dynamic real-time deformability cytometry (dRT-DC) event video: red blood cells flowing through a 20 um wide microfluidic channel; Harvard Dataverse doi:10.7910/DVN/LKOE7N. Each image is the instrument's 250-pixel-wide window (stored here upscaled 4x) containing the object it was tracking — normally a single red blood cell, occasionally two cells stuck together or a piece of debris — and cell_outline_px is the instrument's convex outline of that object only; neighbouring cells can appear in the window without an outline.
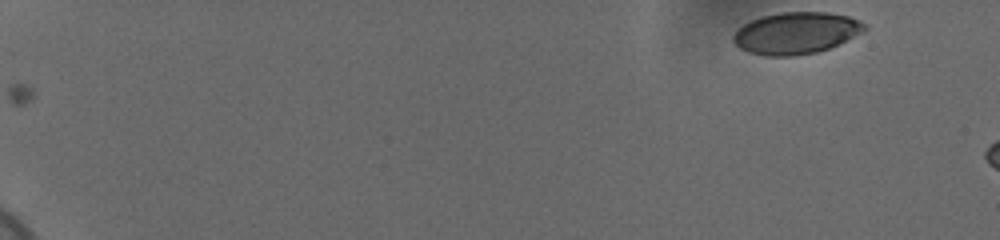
{"species": "human", "species_latin": "Homo sapiens", "temperature_condition": "cold", "stored_images_in_passage": 8, "camera_frame_rate_fps": 3000, "um_per_image_px": 0.085, "donor": {"sex": "female"}, "frame": {"image": 1, "passage_image": 1, "time_ms": 0.0, "image_size_px": [1000, 240], "cell_outline_px": [[868, 28], [864, 32], [828, 48], [816, 52], [796, 56], [764, 56], [748, 52], [740, 48], [732, 40], [732, 36], [736, 28], [760, 16], [780, 12], [828, 12], [848, 16], [860, 20]], "centroid_in_image_um": [67.64, 2.8], "position_along_channel_um": 17.4, "area_um2": 32.14}}